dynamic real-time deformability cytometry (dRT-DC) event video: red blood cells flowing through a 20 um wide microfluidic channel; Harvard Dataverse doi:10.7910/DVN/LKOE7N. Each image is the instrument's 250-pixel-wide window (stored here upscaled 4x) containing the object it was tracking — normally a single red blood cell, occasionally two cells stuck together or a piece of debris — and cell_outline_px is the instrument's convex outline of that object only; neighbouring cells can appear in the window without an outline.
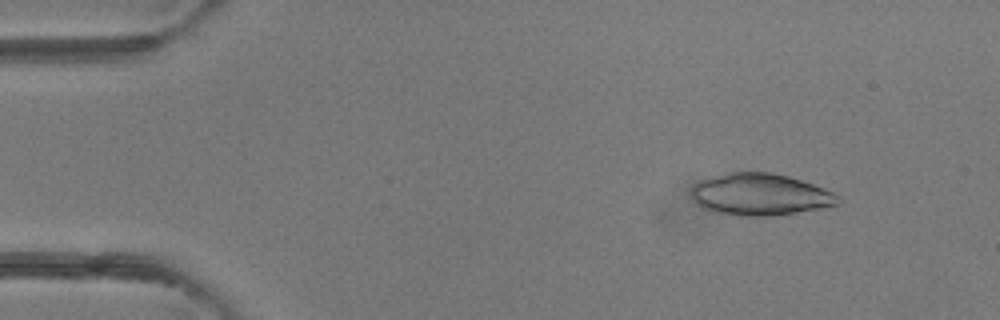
{"species": "common noctule bat (a hibernating species)", "species_latin": "Nyctalus noctula", "temperature_condition": "room temperature", "stored_images_in_passage": 48, "camera_frame_rate_fps": 3000, "um_per_image_px": 0.085, "animal": {"sex": "female"}, "frame": {"image": 1, "passage_image": 6, "time_ms": 1.667, "image_size_px": [1000, 320], "cell_outline_px": [[840, 204], [820, 208], [772, 216], [740, 216], [712, 212], [700, 208], [692, 200], [692, 184], [696, 180], [728, 172], [772, 172], [788, 176], [824, 188], [840, 196]], "centroid_in_image_um": [64.54, 16.53], "position_along_channel_um": 20.5, "area_um2": 36.24}}